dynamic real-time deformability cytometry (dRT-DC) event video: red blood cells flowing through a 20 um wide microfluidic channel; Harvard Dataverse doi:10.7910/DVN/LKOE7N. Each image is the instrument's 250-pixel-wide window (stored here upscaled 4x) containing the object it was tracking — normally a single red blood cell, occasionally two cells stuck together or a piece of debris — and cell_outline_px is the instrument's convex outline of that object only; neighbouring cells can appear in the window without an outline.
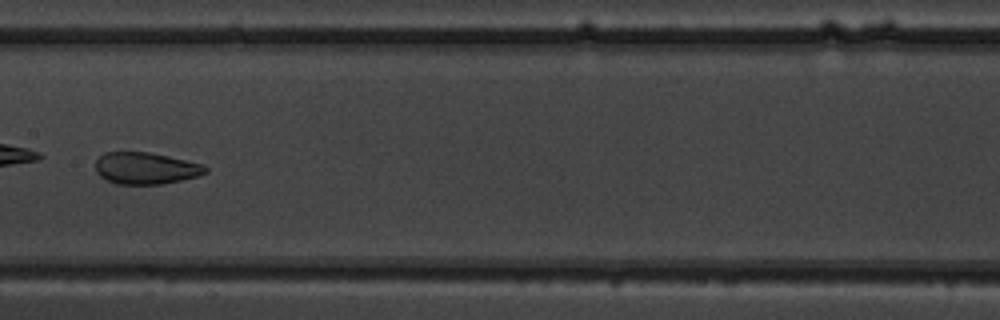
{"species": "common noctule bat (a hibernating species)", "species_latin": "Nyctalus noctula", "temperature_condition": "warm", "stored_images_in_passage": 8, "camera_frame_rate_fps": 3000, "um_per_image_px": 0.085, "animal": {"sex": "male", "body_mass_g": 19.5, "forearm_length_mm": 54.6}, "frame": {"image": 1, "passage_image": 8, "time_ms": 8.0, "image_size_px": [1000, 320], "cell_outline_px": [[208, 172], [196, 176], [164, 184], [116, 184], [100, 176], [96, 172], [96, 160], [104, 152], [148, 152], [168, 156], [204, 164], [208, 168]], "centroid_in_image_um": [12.39, 14.3], "position_along_channel_um": 195.0, "area_um2": 20.35}}